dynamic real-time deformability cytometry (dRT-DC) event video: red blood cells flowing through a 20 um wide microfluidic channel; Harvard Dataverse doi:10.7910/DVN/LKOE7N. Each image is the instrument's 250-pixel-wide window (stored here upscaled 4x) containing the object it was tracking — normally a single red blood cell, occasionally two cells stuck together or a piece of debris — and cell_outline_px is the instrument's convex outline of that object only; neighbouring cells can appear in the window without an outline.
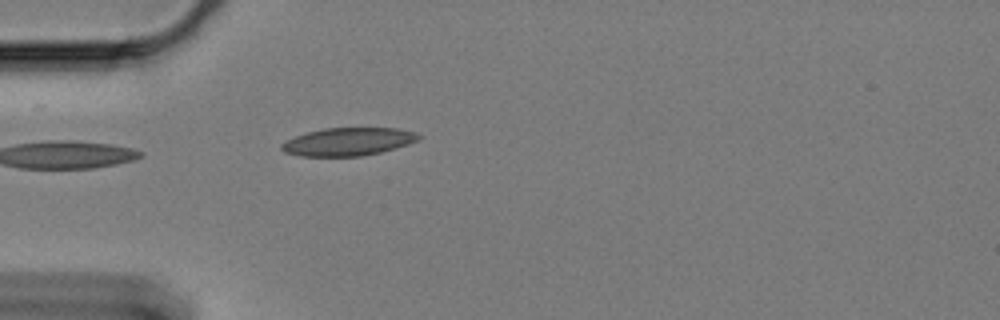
{"species": "Egyptian fruit bat (a non-hibernating species)", "species_latin": "Rousettus aegyptiacus", "temperature_condition": "cold", "stored_images_in_passage": 5, "camera_frame_rate_fps": 3000, "um_per_image_px": 0.085, "animal": {"sex": "female"}, "frame": {"image": 1, "passage_image": 1, "time_ms": 0.0, "image_size_px": [1000, 320], "cell_outline_px": [[420, 136], [416, 140], [380, 152], [360, 156], [300, 156], [284, 152], [280, 148], [280, 144], [296, 136], [308, 132], [324, 128], [396, 128], [412, 132]], "centroid_in_image_um": [29.49, 12.04], "position_along_channel_um": 55.5, "area_um2": 21.79}}